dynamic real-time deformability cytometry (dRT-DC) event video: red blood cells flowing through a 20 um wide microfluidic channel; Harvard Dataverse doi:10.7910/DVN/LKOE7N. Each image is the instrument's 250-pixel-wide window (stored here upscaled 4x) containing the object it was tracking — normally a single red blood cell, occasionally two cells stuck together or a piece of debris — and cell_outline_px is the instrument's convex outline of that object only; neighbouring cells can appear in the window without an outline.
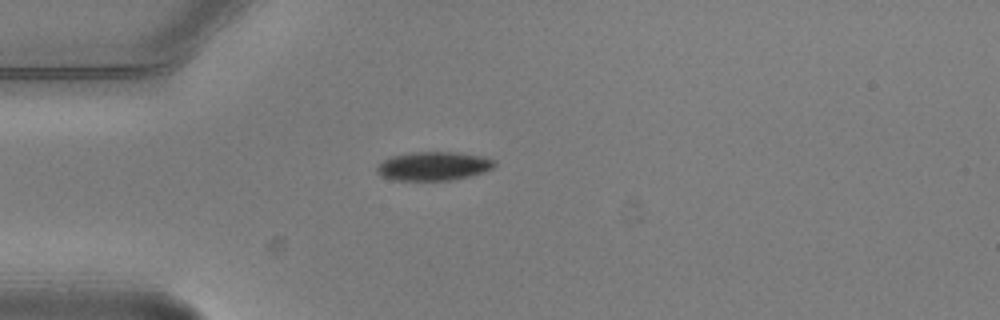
{"species": "common noctule bat (a hibernating species)", "species_latin": "Nyctalus noctula", "temperature_condition": "warm", "stored_images_in_passage": 2, "camera_frame_rate_fps": 3000, "um_per_image_px": 0.085, "animal": {"sex": "male", "body_mass_g": 20.5, "forearm_length_mm": 52.5}, "frame": {"image": 1, "passage_image": 2, "time_ms": 0.333, "image_size_px": [1000, 320], "cell_outline_px": [[496, 164], [492, 168], [484, 172], [472, 176], [452, 180], [396, 180], [380, 176], [376, 172], [376, 168], [384, 160], [392, 156], [412, 152], [452, 152], [480, 156], [496, 160]], "centroid_in_image_um": [36.86, 14.12], "position_along_channel_um": 48.1, "area_um2": 19.65}}